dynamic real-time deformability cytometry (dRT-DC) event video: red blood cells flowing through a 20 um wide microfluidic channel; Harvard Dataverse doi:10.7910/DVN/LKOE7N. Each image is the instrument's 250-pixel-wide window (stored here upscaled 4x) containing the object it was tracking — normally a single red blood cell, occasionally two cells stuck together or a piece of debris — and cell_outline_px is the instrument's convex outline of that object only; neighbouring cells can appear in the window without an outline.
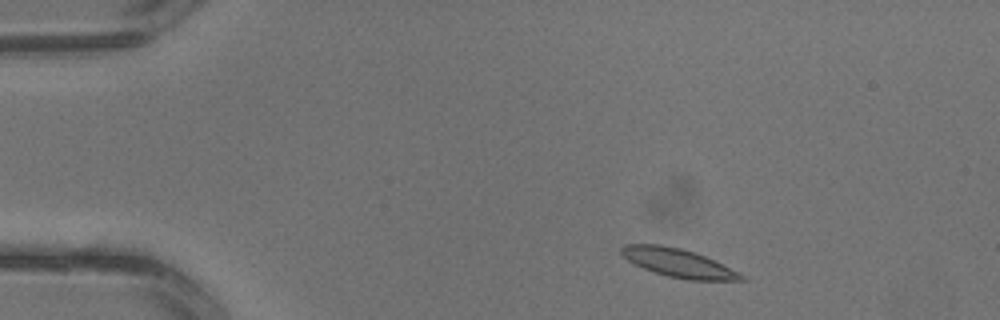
{"species": "common noctule bat (a hibernating species)", "species_latin": "Nyctalus noctula", "temperature_condition": "warm", "stored_images_in_passage": 3, "segment_of_instrument_passage": [1, 2], "camera_frame_rate_fps": 3000, "um_per_image_px": 0.085, "animal": {"sex": "male", "body_mass_g": 13.3}, "frame": {"image": 1, "passage_image": 1, "time_ms": 0.0, "image_size_px": [1000, 320], "cell_outline_px": [[748, 280], [688, 280], [668, 276], [644, 268], [628, 260], [620, 252], [620, 248], [624, 244], [660, 244], [680, 248], [704, 256], [740, 272]], "centroid_in_image_um": [57.66, 22.34], "position_along_channel_um": 27.3, "area_um2": 19.59}}